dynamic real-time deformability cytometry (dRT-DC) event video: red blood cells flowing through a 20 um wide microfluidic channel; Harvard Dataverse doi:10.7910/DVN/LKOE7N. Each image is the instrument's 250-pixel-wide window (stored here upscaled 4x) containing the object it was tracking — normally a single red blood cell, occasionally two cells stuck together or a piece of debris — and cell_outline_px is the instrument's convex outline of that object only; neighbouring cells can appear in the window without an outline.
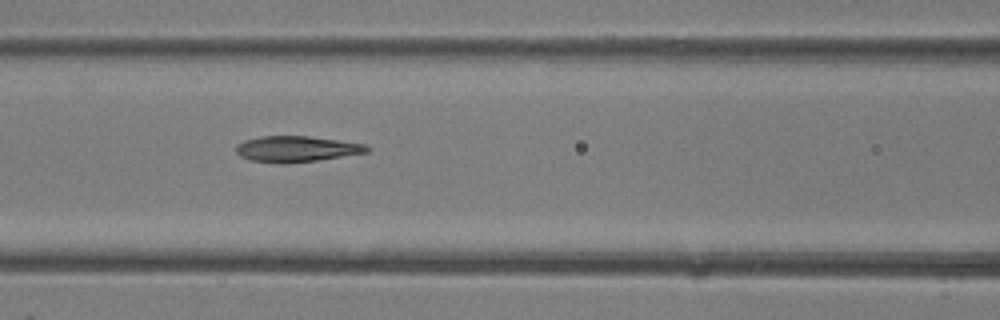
{"species": "common noctule bat (a hibernating species)", "species_latin": "Nyctalus noctula", "temperature_condition": "room temperature", "stored_images_in_passage": 6, "camera_frame_rate_fps": 3000, "um_per_image_px": 0.085, "animal": {"sex": "female"}, "frame": {"image": 1, "passage_image": 5, "time_ms": 1.333, "image_size_px": [1000, 320], "cell_outline_px": [[368, 152], [316, 160], [284, 164], [280, 164], [252, 160], [240, 156], [236, 152], [236, 144], [244, 140], [260, 136], [308, 136], [364, 144], [368, 148]], "centroid_in_image_um": [25.13, 12.66], "position_along_channel_um": 141.5, "area_um2": 19.54}}
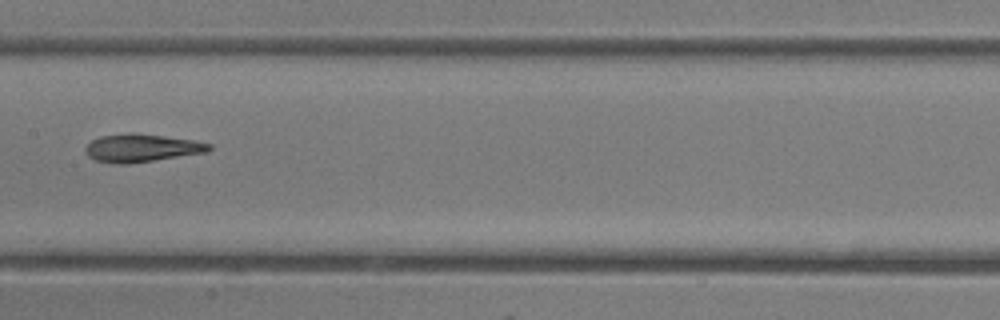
{"frame": {"image": 2, "passage_image": 6, "time_ms": 1.667, "image_size_px": [1000, 320], "cell_outline_px": [[212, 148], [208, 152], [128, 164], [120, 164], [96, 160], [88, 156], [84, 152], [84, 148], [92, 140], [100, 136], [128, 132], [136, 132], [192, 140], [212, 144]], "centroid_in_image_um": [12.02, 12.57], "position_along_channel_um": 195.4, "area_um2": 20.23}}